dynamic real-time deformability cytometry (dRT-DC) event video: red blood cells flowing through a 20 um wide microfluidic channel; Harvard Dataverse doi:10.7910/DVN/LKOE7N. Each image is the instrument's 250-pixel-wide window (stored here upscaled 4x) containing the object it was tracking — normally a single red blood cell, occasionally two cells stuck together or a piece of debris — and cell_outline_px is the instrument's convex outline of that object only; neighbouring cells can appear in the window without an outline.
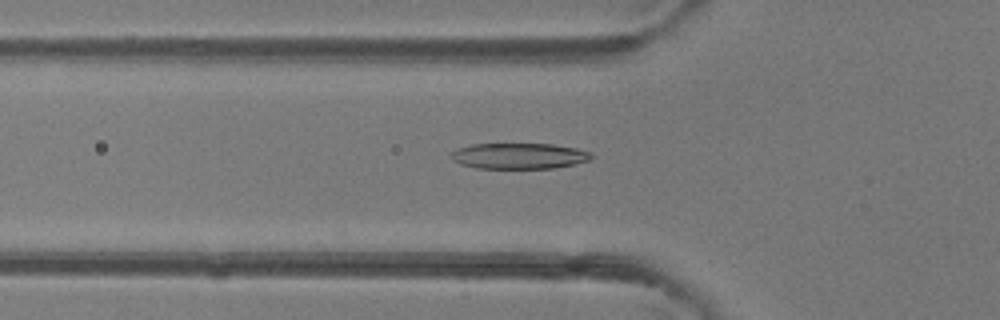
{"species": "common noctule bat (a hibernating species)", "species_latin": "Nyctalus noctula", "temperature_condition": "room temperature", "stored_images_in_passage": 47, "camera_frame_rate_fps": 3000, "um_per_image_px": 0.085, "animal": {"sex": "female"}, "frame": {"image": 1, "passage_image": 16, "time_ms": 5.0, "image_size_px": [1000, 320], "cell_outline_px": [[592, 156], [588, 160], [556, 168], [476, 168], [460, 164], [452, 156], [452, 152], [456, 148], [472, 144], [552, 144], [576, 148], [592, 152]], "centroid_in_image_um": [44.12, 13.25], "position_along_channel_um": 81.7, "area_um2": 20.92}}
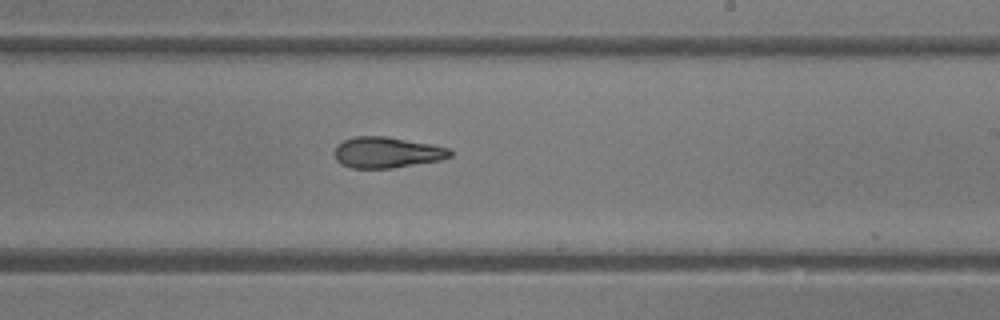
{"frame": {"image": 2, "passage_image": 28, "time_ms": 9.0, "image_size_px": [1000, 320], "cell_outline_px": [[452, 156], [440, 160], [392, 168], [352, 168], [340, 164], [336, 160], [332, 152], [344, 140], [352, 136], [384, 136], [432, 144], [448, 148], [452, 152]], "centroid_in_image_um": [32.86, 12.96], "position_along_channel_um": 256.1, "area_um2": 20.87}}
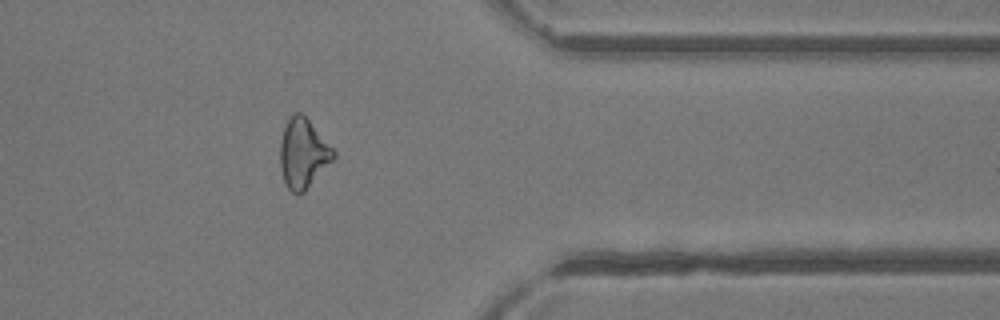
{"frame": {"image": 3, "passage_image": 38, "time_ms": 12.333, "image_size_px": [1000, 320], "cell_outline_px": [[336, 156], [304, 192], [292, 192], [288, 188], [284, 180], [280, 168], [280, 140], [288, 116], [292, 112], [300, 112], [308, 120], [336, 152]], "centroid_in_image_um": [25.74, 13.01], "position_along_channel_um": 385.7, "area_um2": 21.33}, "authors_computed_cell_mechanics": {"area_um2": 21.9062, "velocity_mm_per_s": 4.3425, "shape_relaxation_time_tau1_ms": 5.418, "shape_relaxation_time_tau2_ms": 3.274, "deformation_change_tau1": 0.1806, "deformation_change_tau2": 0.1318}}